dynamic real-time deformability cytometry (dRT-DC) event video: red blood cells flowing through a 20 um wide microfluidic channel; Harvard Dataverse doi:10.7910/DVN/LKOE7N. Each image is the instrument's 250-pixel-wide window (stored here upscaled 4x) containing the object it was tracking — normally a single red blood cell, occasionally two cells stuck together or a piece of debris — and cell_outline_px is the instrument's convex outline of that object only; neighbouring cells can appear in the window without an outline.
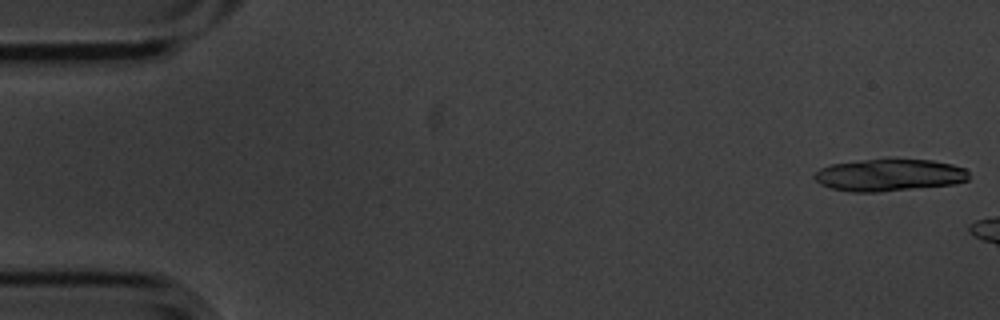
{"species": "common noctule bat (a hibernating species)", "species_latin": "Nyctalus noctula", "temperature_condition": "cold", "stored_images_in_passage": 3, "camera_frame_rate_fps": 3000, "um_per_image_px": 0.085, "animal": {"sex": "male", "body_mass_g": 20.1, "forearm_length_mm": 53.5}, "frame": {"image": 1, "passage_image": 1, "time_ms": 0.0, "image_size_px": [1000, 320], "cell_outline_px": [[968, 180], [956, 184], [880, 192], [848, 192], [832, 188], [820, 184], [812, 176], [820, 168], [832, 164], [888, 156], [932, 160], [952, 164], [964, 168], [968, 172]], "centroid_in_image_um": [75.59, 14.85], "position_along_channel_um": 9.4, "area_um2": 29.88}}